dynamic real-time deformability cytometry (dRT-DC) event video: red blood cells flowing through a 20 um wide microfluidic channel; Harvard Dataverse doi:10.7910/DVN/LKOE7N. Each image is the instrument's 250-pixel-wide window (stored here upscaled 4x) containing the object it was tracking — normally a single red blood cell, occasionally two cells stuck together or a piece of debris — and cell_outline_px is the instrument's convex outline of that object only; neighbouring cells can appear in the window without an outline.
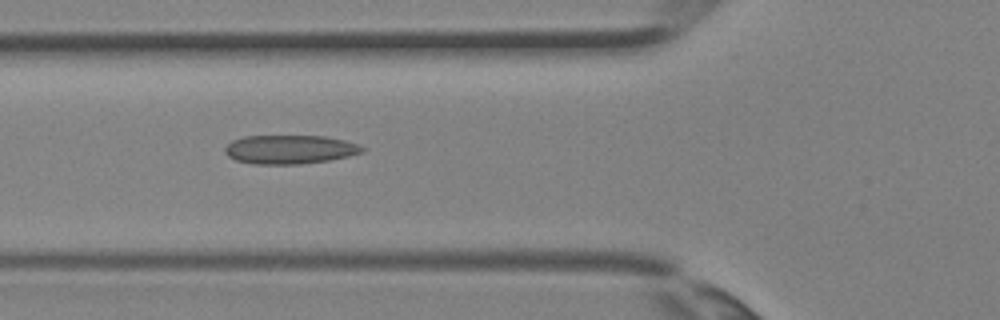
{"species": "Egyptian fruit bat (a non-hibernating species)", "species_latin": "Rousettus aegyptiacus", "temperature_condition": "room temperature", "stored_images_in_passage": 5, "camera_frame_rate_fps": 3000, "um_per_image_px": 0.085, "animal": {"sex": "female"}, "frame": {"image": 1, "passage_image": 4, "time_ms": 1.0, "image_size_px": [1000, 320], "cell_outline_px": [[368, 148], [364, 152], [348, 156], [328, 160], [300, 164], [256, 164], [236, 160], [228, 156], [224, 152], [224, 148], [232, 140], [244, 136], [324, 136], [344, 140], [360, 144]], "centroid_in_image_um": [24.66, 12.7], "position_along_channel_um": 101.1, "area_um2": 23.18}}
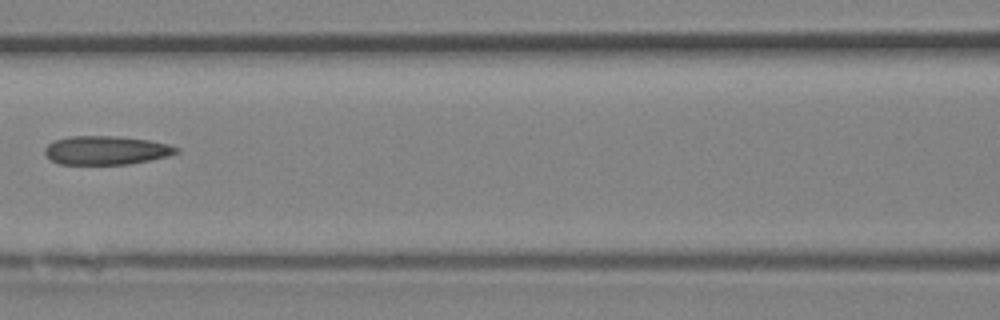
{"frame": {"image": 2, "passage_image": 5, "time_ms": 1.333, "image_size_px": [1000, 320], "cell_outline_px": [[180, 152], [168, 156], [128, 164], [60, 164], [52, 160], [44, 152], [44, 148], [52, 140], [68, 136], [120, 136], [148, 140], [168, 144], [180, 148]], "centroid_in_image_um": [9.02, 12.76], "position_along_channel_um": 157.6, "area_um2": 22.08}}